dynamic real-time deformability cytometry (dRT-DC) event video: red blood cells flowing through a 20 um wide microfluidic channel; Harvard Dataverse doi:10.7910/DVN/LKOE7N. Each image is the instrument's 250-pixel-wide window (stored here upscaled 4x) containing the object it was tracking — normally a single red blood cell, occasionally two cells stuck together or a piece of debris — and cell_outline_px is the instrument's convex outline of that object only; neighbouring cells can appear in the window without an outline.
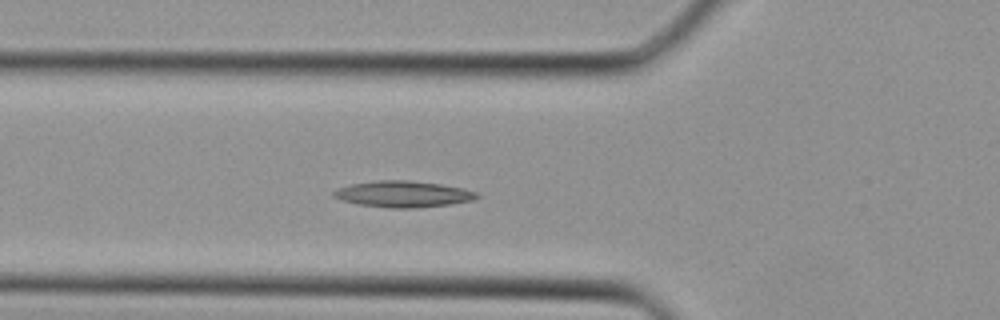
{"species": "Egyptian fruit bat (a non-hibernating species)", "species_latin": "Rousettus aegyptiacus", "temperature_condition": "cold", "stored_images_in_passage": 25, "camera_frame_rate_fps": 3000, "um_per_image_px": 0.085, "animal": {"sex": "female"}, "frame": {"image": 1, "passage_image": 11, "time_ms": 3.333, "image_size_px": [1000, 320], "cell_outline_px": [[480, 196], [472, 200], [448, 204], [416, 208], [388, 208], [360, 204], [344, 200], [332, 196], [332, 192], [340, 188], [352, 184], [376, 180], [408, 180], [440, 184], [464, 188], [476, 192]], "centroid_in_image_um": [34.28, 16.49], "position_along_channel_um": 91.5, "area_um2": 21.68}}
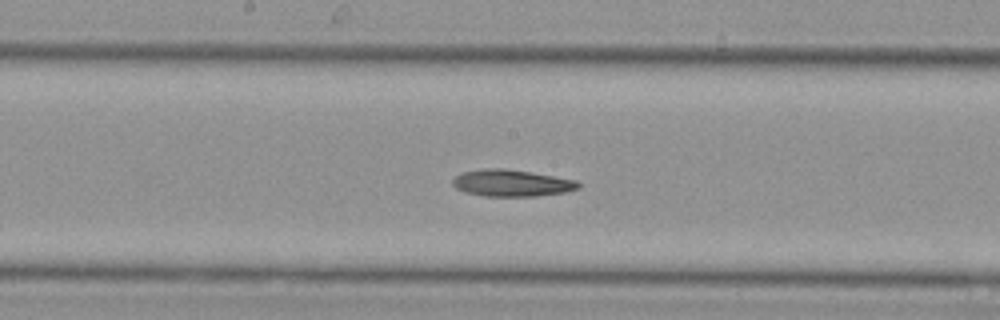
{"frame": {"image": 2, "passage_image": 17, "time_ms": 5.333, "image_size_px": [1000, 320], "cell_outline_px": [[580, 188], [564, 192], [536, 196], [484, 196], [468, 192], [456, 188], [452, 184], [452, 180], [456, 176], [464, 172], [484, 168], [504, 168], [532, 172], [576, 180], [580, 184]], "centroid_in_image_um": [43.5, 15.55], "position_along_channel_um": 204.7, "area_um2": 19.48}}
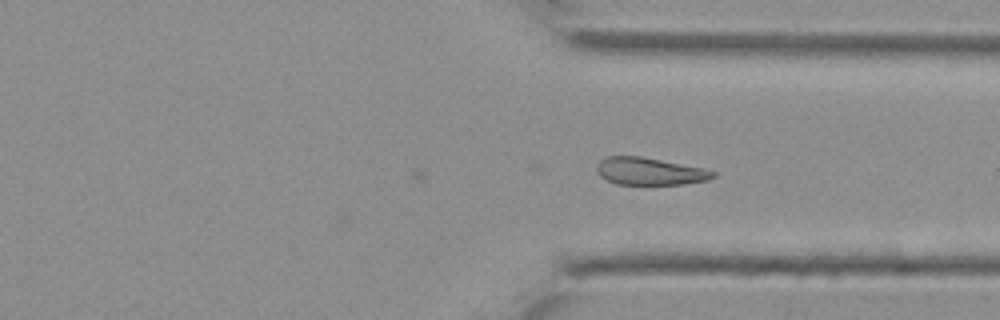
{"frame": {"image": 3, "passage_image": 25, "time_ms": 8.0, "image_size_px": [1000, 320], "cell_outline_px": [[716, 176], [708, 180], [680, 184], [616, 184], [600, 176], [596, 172], [596, 164], [600, 160], [608, 156], [640, 156], [704, 168], [716, 172]], "centroid_in_image_um": [55.21, 14.55], "position_along_channel_um": 356.2, "area_um2": 18.5}}